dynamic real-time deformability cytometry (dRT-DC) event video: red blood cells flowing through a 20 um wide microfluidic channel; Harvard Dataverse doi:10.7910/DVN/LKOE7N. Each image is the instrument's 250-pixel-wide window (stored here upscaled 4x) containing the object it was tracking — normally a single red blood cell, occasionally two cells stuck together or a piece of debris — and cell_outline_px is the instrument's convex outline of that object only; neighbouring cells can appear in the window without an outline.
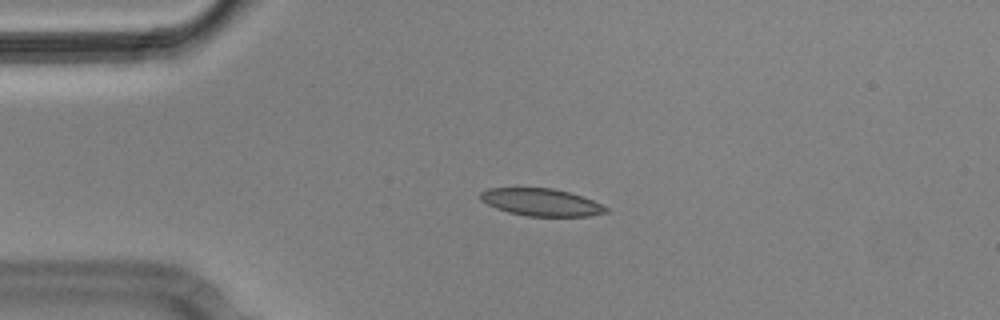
{"species": "Egyptian fruit bat (a non-hibernating species)", "species_latin": "Rousettus aegyptiacus", "temperature_condition": "cold", "stored_images_in_passage": 9, "camera_frame_rate_fps": 3000, "um_per_image_px": 0.085, "animal": {"sex": "male"}, "frame": {"image": 1, "passage_image": 2, "time_ms": 0.333, "image_size_px": [1000, 320], "cell_outline_px": [[608, 212], [588, 216], [524, 216], [508, 212], [496, 208], [480, 200], [480, 192], [488, 188], [552, 188], [568, 192], [592, 200], [608, 208]], "centroid_in_image_um": [45.97, 17.19], "position_along_channel_um": 39.0, "area_um2": 19.88}}
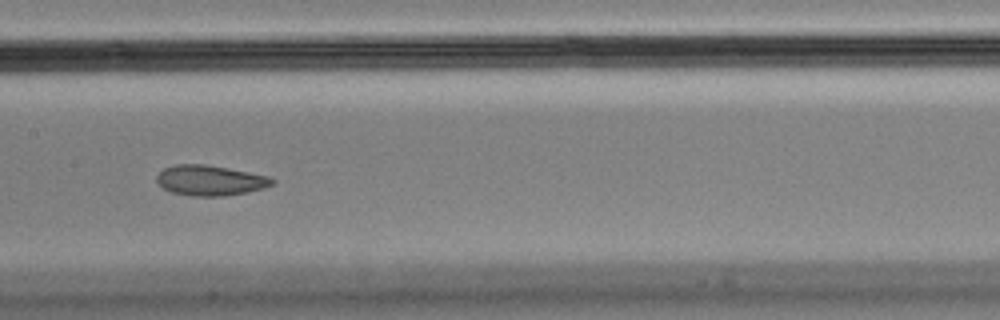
{"frame": {"image": 2, "passage_image": 6, "time_ms": 1.667, "image_size_px": [1000, 320], "cell_outline_px": [[276, 184], [264, 188], [248, 192], [224, 196], [192, 196], [172, 192], [164, 188], [156, 180], [156, 176], [164, 168], [176, 164], [204, 164], [228, 168], [268, 176], [276, 180]], "centroid_in_image_um": [17.9, 15.33], "position_along_channel_um": 189.5, "area_um2": 20.4}}